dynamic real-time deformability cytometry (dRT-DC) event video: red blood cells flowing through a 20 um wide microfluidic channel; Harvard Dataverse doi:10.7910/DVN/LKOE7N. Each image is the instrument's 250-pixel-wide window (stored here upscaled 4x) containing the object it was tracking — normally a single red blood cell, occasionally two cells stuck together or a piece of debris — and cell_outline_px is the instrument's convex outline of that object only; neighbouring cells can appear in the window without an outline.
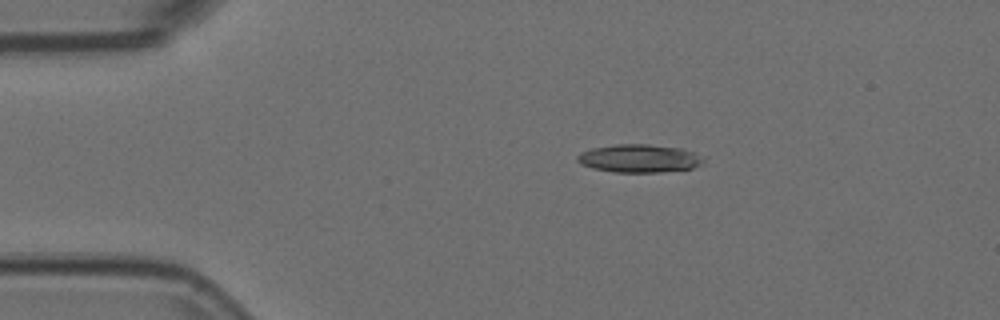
{"species": "Egyptian fruit bat (a non-hibernating species)", "species_latin": "Rousettus aegyptiacus", "temperature_condition": "room temperature", "stored_images_in_passage": 32, "camera_frame_rate_fps": 3000, "um_per_image_px": 0.085, "animal": {"sex": "female"}, "frame": {"image": 1, "passage_image": 1, "time_ms": 0.0, "image_size_px": [1000, 320], "cell_outline_px": [[704, 164], [692, 168], [660, 172], [616, 172], [592, 168], [580, 164], [576, 160], [576, 156], [580, 152], [592, 148], [616, 144], [648, 144], [684, 148], [704, 156]], "centroid_in_image_um": [54.36, 13.46], "position_along_channel_um": 30.6, "area_um2": 20.92}}